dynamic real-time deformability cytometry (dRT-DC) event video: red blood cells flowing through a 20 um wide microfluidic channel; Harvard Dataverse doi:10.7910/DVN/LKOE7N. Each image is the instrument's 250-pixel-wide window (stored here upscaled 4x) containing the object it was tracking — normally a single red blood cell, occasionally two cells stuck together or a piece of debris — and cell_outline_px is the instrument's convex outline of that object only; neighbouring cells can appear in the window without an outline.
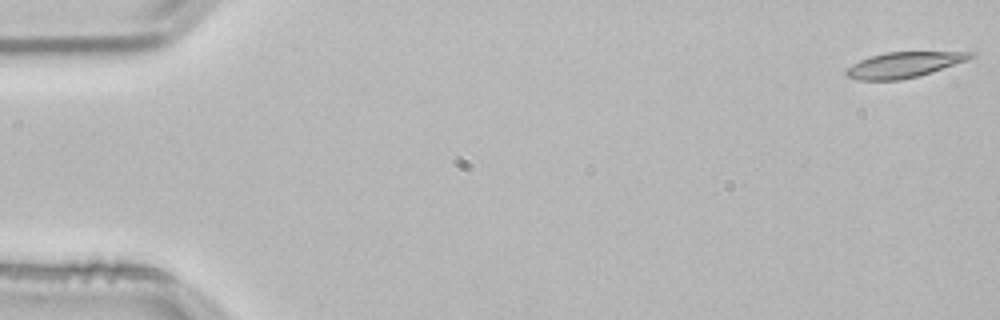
{"species": "common noctule bat (a hibernating species)", "species_latin": "Nyctalus noctula", "temperature_condition": "room temperature", "stored_images_in_passage": 17, "camera_frame_rate_fps": 3000, "um_per_image_px": 0.085, "animal": {"sex": "male", "body_mass_g": 21.5, "forearm_length_mm": 52.0}, "frame": {"image": 1, "passage_image": 1, "time_ms": 0.0, "image_size_px": [1000, 320], "cell_outline_px": [[976, 56], [968, 60], [932, 72], [900, 80], [856, 80], [848, 76], [844, 72], [844, 68], [860, 60], [872, 56], [888, 52], [972, 52]], "centroid_in_image_um": [76.81, 5.51], "position_along_channel_um": 8.2, "area_um2": 18.38}}
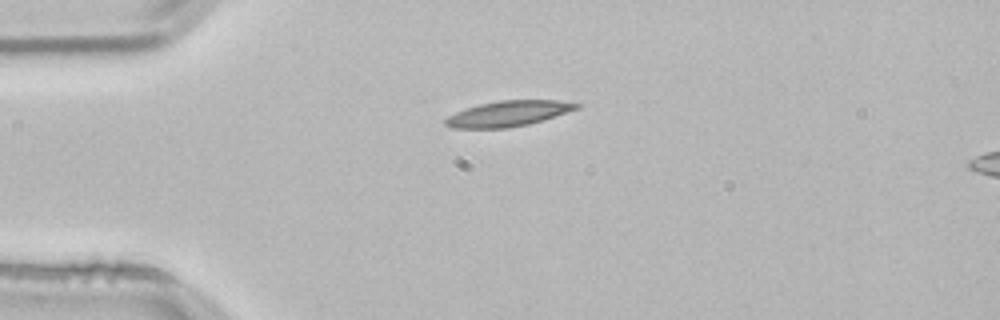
{"frame": {"image": 2, "passage_image": 13, "time_ms": 4.0, "image_size_px": [1000, 320], "cell_outline_px": [[580, 108], [544, 120], [528, 124], [508, 128], [452, 128], [444, 124], [444, 120], [448, 116], [456, 112], [480, 104], [500, 100], [556, 100], [580, 104]], "centroid_in_image_um": [43.21, 9.66], "position_along_channel_um": 41.8, "area_um2": 19.42}}